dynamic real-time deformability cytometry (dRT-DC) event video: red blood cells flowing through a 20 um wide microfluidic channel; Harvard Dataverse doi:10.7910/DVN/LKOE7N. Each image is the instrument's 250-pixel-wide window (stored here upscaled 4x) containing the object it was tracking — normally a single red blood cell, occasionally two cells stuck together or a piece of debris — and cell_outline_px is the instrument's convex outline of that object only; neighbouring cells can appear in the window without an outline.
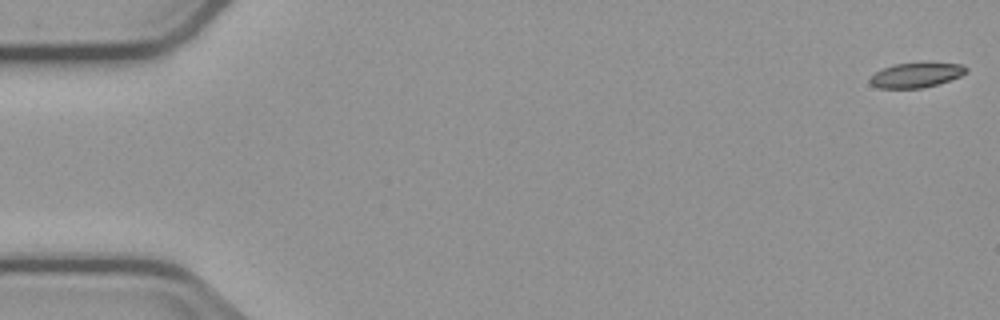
{"species": "common noctule bat (a hibernating species)", "species_latin": "Nyctalus noctula", "temperature_condition": "cold", "stored_images_in_passage": 3, "camera_frame_rate_fps": 3000, "um_per_image_px": 0.085, "animal": {"sex": "male", "body_mass_g": 23.1, "forearm_length_mm": 52.7}, "frame": {"image": 1, "passage_image": 1, "time_ms": 0.0, "image_size_px": [1000, 320], "cell_outline_px": [[968, 72], [960, 76], [936, 84], [920, 88], [880, 88], [872, 84], [868, 80], [876, 72], [884, 68], [896, 64], [964, 64], [968, 68]], "centroid_in_image_um": [77.88, 6.39], "position_along_channel_um": 7.1, "area_um2": 13.35}}